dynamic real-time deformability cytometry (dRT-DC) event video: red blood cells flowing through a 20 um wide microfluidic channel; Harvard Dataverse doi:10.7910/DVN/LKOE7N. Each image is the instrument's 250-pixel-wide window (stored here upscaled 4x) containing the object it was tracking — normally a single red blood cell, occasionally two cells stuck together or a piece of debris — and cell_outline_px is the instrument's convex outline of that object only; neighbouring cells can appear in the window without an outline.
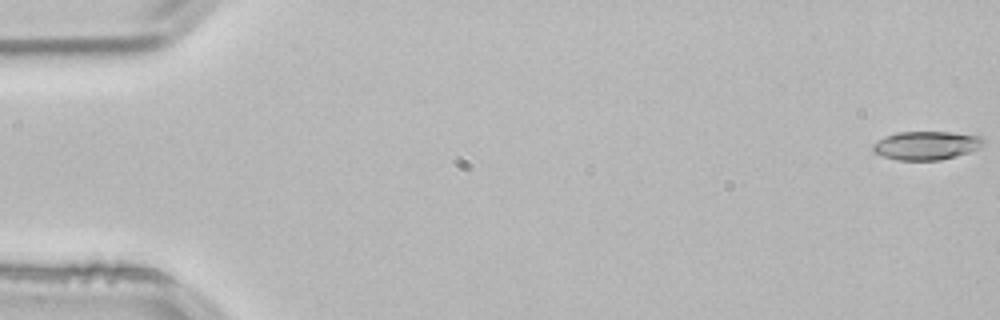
{"species": "common noctule bat (a hibernating species)", "species_latin": "Nyctalus noctula", "temperature_condition": "room temperature", "stored_images_in_passage": 54, "camera_frame_rate_fps": 3000, "um_per_image_px": 0.085, "animal": {"sex": "male", "body_mass_g": 21.5, "forearm_length_mm": 52.0}, "frame": {"image": 1, "passage_image": 1, "time_ms": 0.0, "image_size_px": [1000, 320], "cell_outline_px": [[984, 144], [980, 148], [956, 156], [940, 160], [896, 160], [872, 152], [872, 144], [888, 136], [900, 132], [952, 132], [980, 136], [984, 140]], "centroid_in_image_um": [78.75, 12.37], "position_along_channel_um": 6.2, "area_um2": 18.26}}
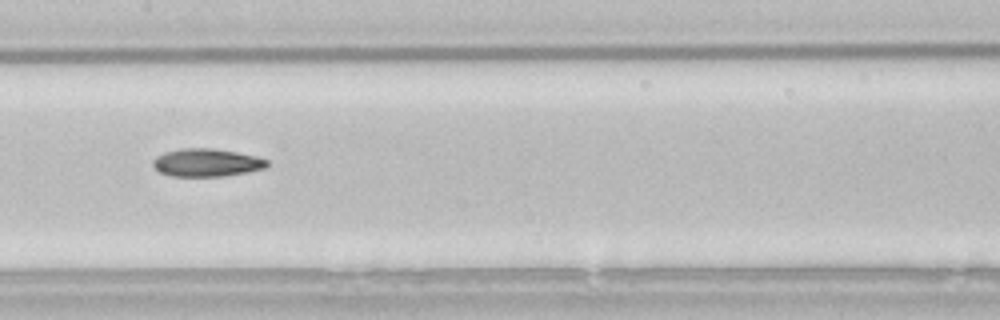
{"frame": {"image": 2, "passage_image": 27, "time_ms": 8.667, "image_size_px": [1000, 320], "cell_outline_px": [[268, 164], [264, 168], [248, 172], [224, 176], [168, 176], [160, 172], [152, 164], [152, 160], [156, 156], [164, 152], [180, 148], [212, 148], [236, 152], [256, 156], [268, 160]], "centroid_in_image_um": [17.53, 13.82], "position_along_channel_um": 189.9, "area_um2": 18.61}}
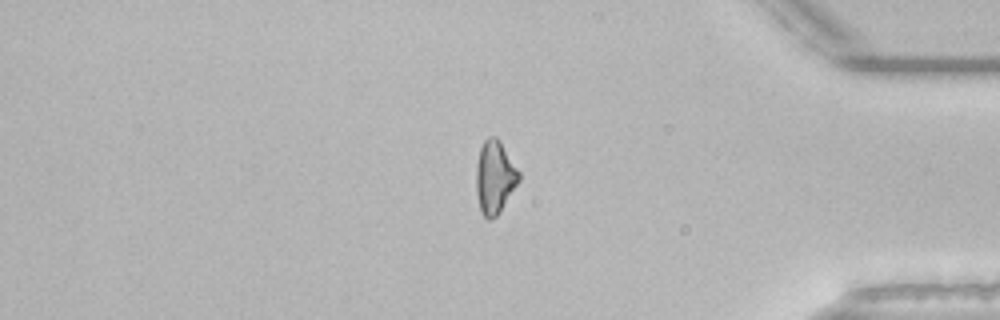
{"frame": {"image": 3, "passage_image": 45, "time_ms": 14.667, "image_size_px": [1000, 320], "cell_outline_px": [[520, 180], [500, 212], [492, 220], [488, 220], [480, 212], [476, 192], [476, 164], [480, 148], [484, 140], [488, 136], [496, 136], [500, 140], [520, 172]], "centroid_in_image_um": [42.05, 15.06], "position_along_channel_um": 393.2, "area_um2": 18.44}, "authors_computed_cell_mechanics": {"area_um2": 18.4093, "velocity_mm_per_s": 3.8574, "shape_relaxation_time_tau1_ms": 8.0364, "shape_relaxation_time_tau2_ms": 6.6286, "deformation_change_tau1": 0.2013, "deformation_change_tau2": 0.1707}}